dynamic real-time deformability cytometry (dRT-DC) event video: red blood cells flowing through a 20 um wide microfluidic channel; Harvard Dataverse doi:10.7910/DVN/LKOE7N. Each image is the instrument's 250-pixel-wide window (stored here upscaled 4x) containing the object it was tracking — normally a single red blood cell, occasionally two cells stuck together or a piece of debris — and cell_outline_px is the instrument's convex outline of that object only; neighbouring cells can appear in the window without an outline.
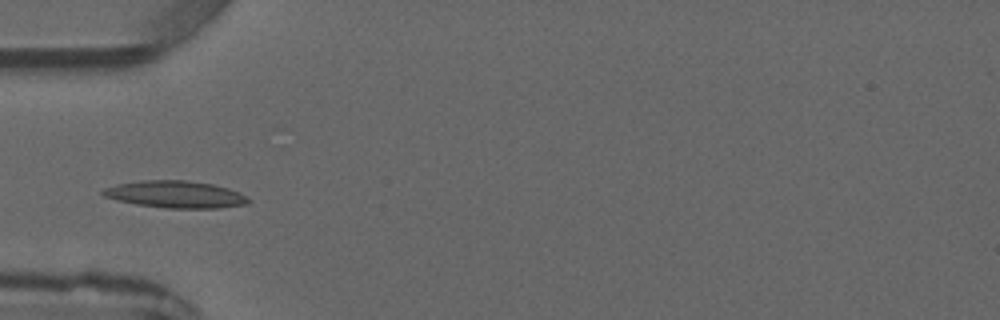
{"species": "common noctule bat (a hibernating species)", "species_latin": "Nyctalus noctula", "temperature_condition": "warm", "stored_images_in_passage": 4, "camera_frame_rate_fps": 3000, "um_per_image_px": 0.085, "animal": {"sex": "male", "forearm_length_mm": 52.5}, "frame": {"image": 1, "passage_image": 4, "time_ms": 3.333, "image_size_px": [1000, 320], "cell_outline_px": [[248, 204], [216, 208], [168, 208], [136, 204], [104, 196], [100, 192], [104, 188], [116, 184], [140, 180], [184, 180], [212, 184], [228, 188], [244, 196], [248, 200]], "centroid_in_image_um": [14.87, 16.51], "position_along_channel_um": 70.1, "area_um2": 22.6}}